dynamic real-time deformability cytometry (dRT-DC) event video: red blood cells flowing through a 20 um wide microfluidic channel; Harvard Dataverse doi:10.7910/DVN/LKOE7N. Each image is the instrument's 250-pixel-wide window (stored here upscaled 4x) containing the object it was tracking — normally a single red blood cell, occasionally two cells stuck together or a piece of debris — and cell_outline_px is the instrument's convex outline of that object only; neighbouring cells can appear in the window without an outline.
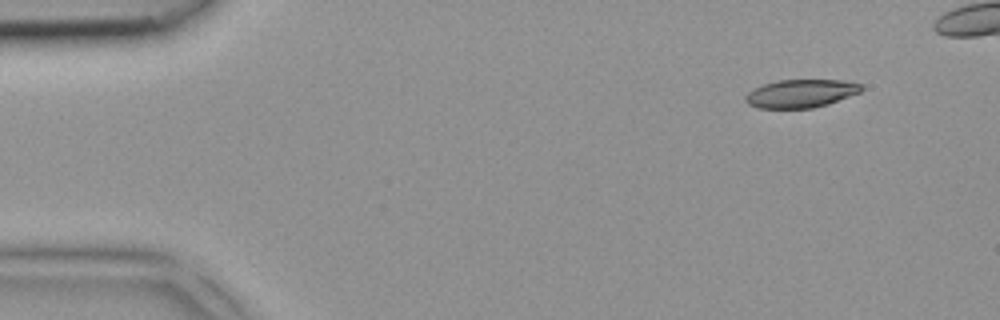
{"species": "common noctule bat (a hibernating species)", "species_latin": "Nyctalus noctula", "temperature_condition": "room temperature", "stored_images_in_passage": 4, "camera_frame_rate_fps": 3000, "um_per_image_px": 0.085, "animal": {"sex": "female", "body_mass_g": 18.4}, "frame": {"image": 1, "passage_image": 4, "time_ms": 1.0, "image_size_px": [1000, 320], "cell_outline_px": [[864, 88], [860, 92], [828, 104], [812, 108], [760, 108], [748, 104], [744, 100], [744, 96], [752, 88], [764, 84], [780, 80], [840, 80], [860, 84]], "centroid_in_image_um": [68.03, 7.95], "position_along_channel_um": 17.0, "area_um2": 18.96}}